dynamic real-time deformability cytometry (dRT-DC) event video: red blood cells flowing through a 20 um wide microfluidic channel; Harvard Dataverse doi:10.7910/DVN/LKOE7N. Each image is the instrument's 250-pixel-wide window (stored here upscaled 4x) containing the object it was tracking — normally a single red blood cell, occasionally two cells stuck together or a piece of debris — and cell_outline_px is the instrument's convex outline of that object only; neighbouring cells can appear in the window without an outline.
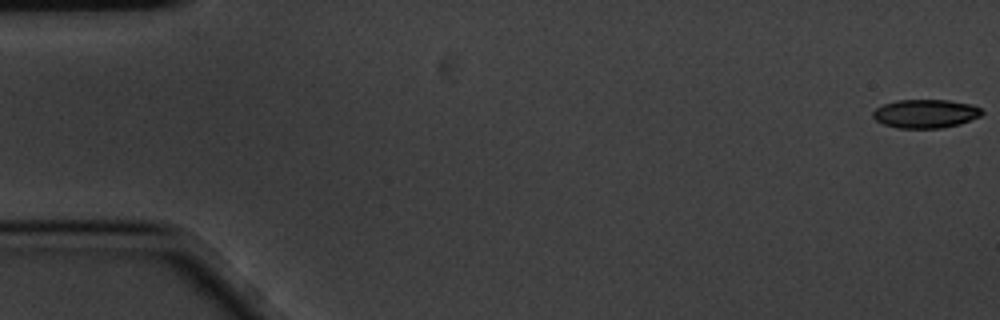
{"species": "common noctule bat (a hibernating species)", "species_latin": "Nyctalus noctula", "temperature_condition": "cold", "stored_images_in_passage": 9, "camera_frame_rate_fps": 3000, "um_per_image_px": 0.085, "animal": {"sex": "male", "body_mass_g": 20.1, "forearm_length_mm": 53.5}, "frame": {"image": 1, "passage_image": 1, "time_ms": 0.0, "image_size_px": [1000, 320], "cell_outline_px": [[984, 112], [980, 116], [960, 124], [940, 128], [896, 128], [884, 124], [876, 120], [872, 116], [872, 112], [876, 108], [884, 104], [896, 100], [948, 100], [972, 104], [980, 108]], "centroid_in_image_um": [78.67, 9.66], "position_along_channel_um": 6.3, "area_um2": 18.21}}
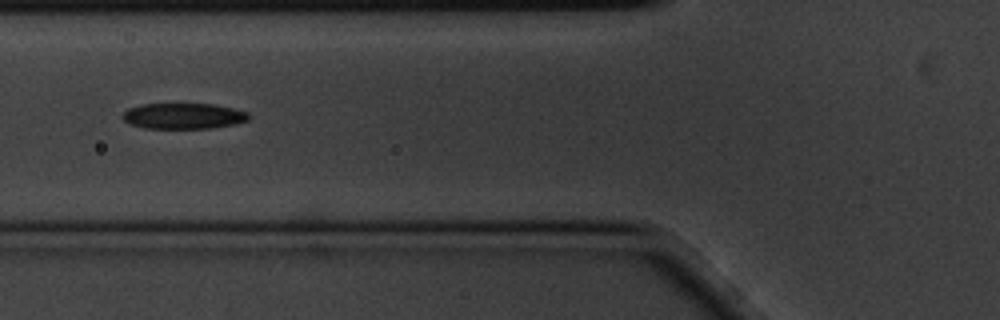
{"frame": {"image": 2, "passage_image": 7, "time_ms": 2.0, "image_size_px": [1000, 320], "cell_outline_px": [[252, 116], [248, 120], [232, 124], [208, 128], [144, 128], [128, 124], [120, 116], [128, 108], [140, 104], [212, 104], [232, 108], [248, 112]], "centroid_in_image_um": [15.55, 9.85], "position_along_channel_um": 110.3, "area_um2": 18.96}}
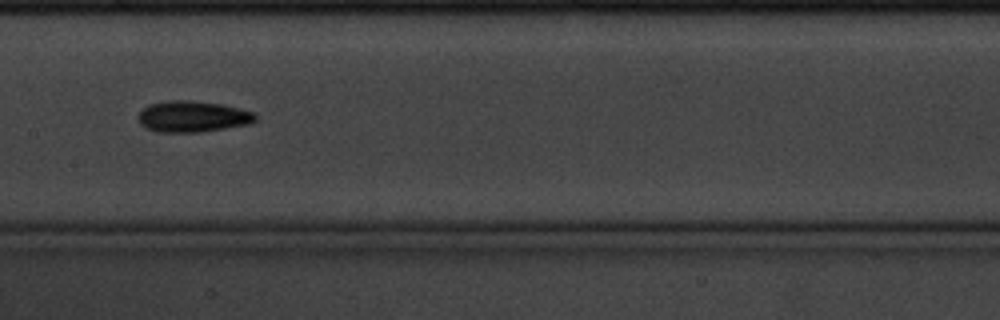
{"frame": {"image": 3, "passage_image": 9, "time_ms": 2.667, "image_size_px": [1000, 320], "cell_outline_px": [[256, 120], [248, 124], [200, 132], [156, 132], [144, 128], [140, 124], [136, 116], [148, 104], [168, 100], [188, 100], [224, 104], [256, 112]], "centroid_in_image_um": [16.35, 9.9], "position_along_channel_um": 191.1, "area_um2": 21.56}}